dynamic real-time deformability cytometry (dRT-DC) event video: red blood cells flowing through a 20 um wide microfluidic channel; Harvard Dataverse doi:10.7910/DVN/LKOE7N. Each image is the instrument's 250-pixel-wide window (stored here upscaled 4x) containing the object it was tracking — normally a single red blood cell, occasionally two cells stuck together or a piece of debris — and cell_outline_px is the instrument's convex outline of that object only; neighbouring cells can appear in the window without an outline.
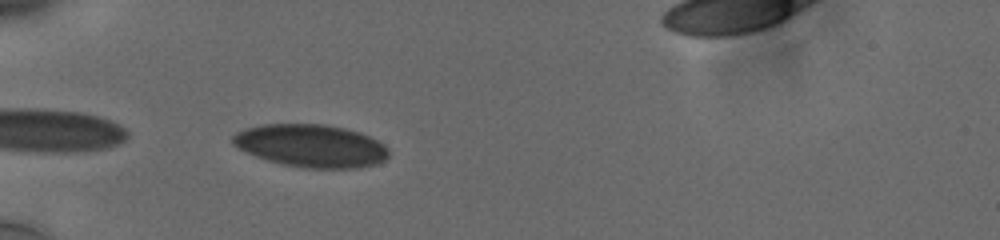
{"species": "human", "species_latin": "Homo sapiens", "temperature_condition": "cold", "stored_images_in_passage": 26, "segment_of_instrument_passage": [1, 2], "camera_frame_rate_fps": 3000, "um_per_image_px": 0.085, "donor": {"sex": "male"}, "frame": {"image": 1, "passage_image": 1, "time_ms": 0.0, "image_size_px": [1000, 240], "cell_outline_px": [[388, 156], [384, 160], [376, 164], [356, 168], [304, 168], [284, 164], [268, 160], [256, 156], [232, 144], [232, 136], [236, 132], [244, 128], [260, 124], [324, 124], [344, 128], [360, 132], [384, 144], [388, 148]], "centroid_in_image_um": [26.43, 12.38], "position_along_channel_um": 58.6, "area_um2": 38.78}}
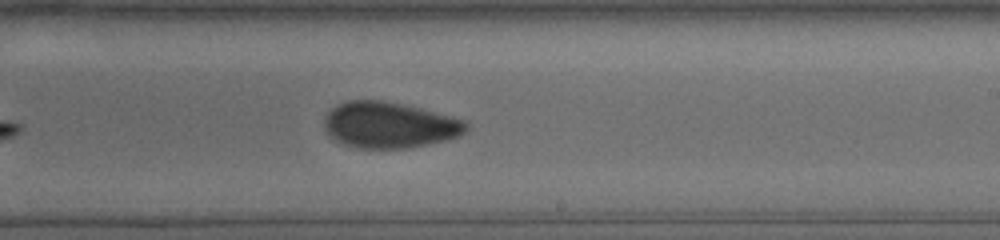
{"frame": {"image": 2, "passage_image": 12, "time_ms": 5.667, "image_size_px": [1000, 240], "cell_outline_px": [[468, 128], [460, 136], [448, 140], [408, 148], [356, 148], [344, 144], [328, 136], [324, 132], [324, 120], [328, 112], [336, 104], [348, 100], [384, 100], [404, 104], [468, 120]], "centroid_in_image_um": [33.1, 10.62], "position_along_channel_um": 255.9, "area_um2": 38.55}}
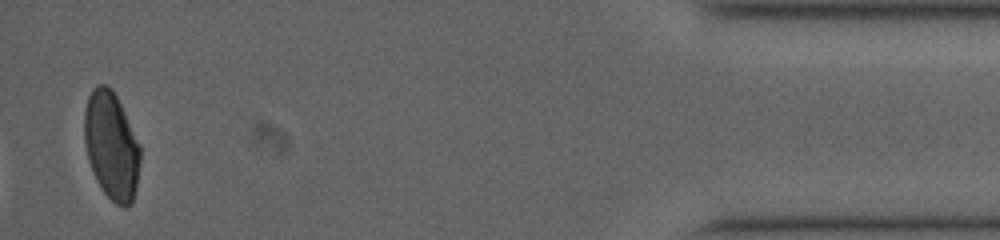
{"frame": {"image": 3, "passage_image": 24, "time_ms": 12.0, "image_size_px": [1000, 240], "cell_outline_px": [[140, 164], [136, 188], [132, 200], [124, 208], [116, 204], [104, 192], [96, 180], [88, 160], [84, 144], [84, 108], [88, 96], [92, 88], [96, 84], [104, 84], [112, 88], [140, 144]], "centroid_in_image_um": [9.45, 12.35], "position_along_channel_um": 425.8, "area_um2": 35.14}}